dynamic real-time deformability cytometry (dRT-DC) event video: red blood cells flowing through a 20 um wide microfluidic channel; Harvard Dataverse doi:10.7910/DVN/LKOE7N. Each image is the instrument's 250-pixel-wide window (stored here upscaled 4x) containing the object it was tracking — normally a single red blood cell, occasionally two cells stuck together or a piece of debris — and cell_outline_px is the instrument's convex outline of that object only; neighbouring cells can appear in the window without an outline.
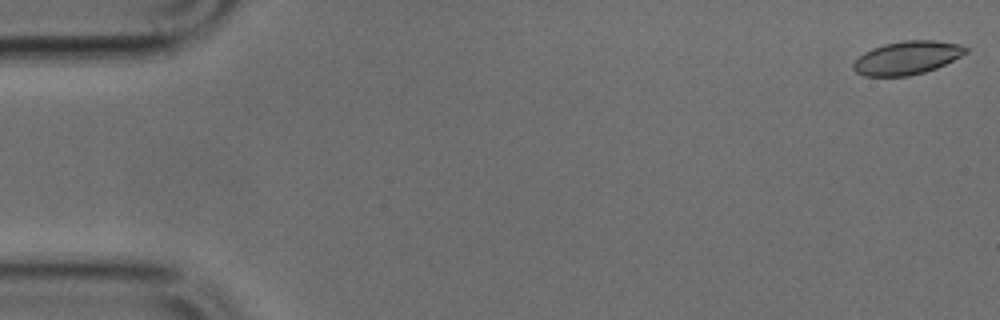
{"species": "common noctule bat (a hibernating species)", "species_latin": "Nyctalus noctula", "temperature_condition": "cold", "stored_images_in_passage": 6, "camera_frame_rate_fps": 3000, "um_per_image_px": 0.085, "animal": {"sex": "male", "body_mass_g": 17.9, "forearm_length_mm": 54.2}, "frame": {"image": 1, "passage_image": 1, "time_ms": 0.0, "image_size_px": [1000, 320], "cell_outline_px": [[968, 52], [936, 68], [924, 72], [908, 76], [864, 76], [856, 72], [852, 68], [852, 64], [864, 52], [872, 48], [884, 44], [904, 40], [932, 40], [960, 44], [968, 48]], "centroid_in_image_um": [77.08, 4.91], "position_along_channel_um": 7.9, "area_um2": 21.73}}